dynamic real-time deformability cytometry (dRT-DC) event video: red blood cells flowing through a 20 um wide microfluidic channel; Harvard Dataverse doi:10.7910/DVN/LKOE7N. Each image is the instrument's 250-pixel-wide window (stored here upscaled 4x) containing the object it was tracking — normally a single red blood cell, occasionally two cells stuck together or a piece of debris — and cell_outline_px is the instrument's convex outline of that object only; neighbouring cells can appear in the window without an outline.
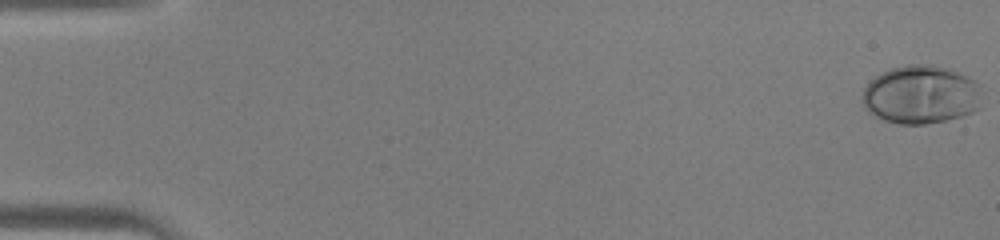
{"species": "human", "species_latin": "Homo sapiens", "temperature_condition": "warm", "stored_images_in_passage": 46, "camera_frame_rate_fps": 3000, "um_per_image_px": 0.085, "donor": {"sex": "male"}, "frame": {"image": 1, "passage_image": 1, "time_ms": 0.0, "image_size_px": [1000, 240], "cell_outline_px": [[980, 108], [972, 112], [960, 116], [944, 120], [924, 124], [900, 124], [884, 120], [868, 112], [864, 108], [860, 100], [860, 96], [864, 88], [880, 72], [892, 68], [908, 64], [932, 64], [948, 68], [980, 84]], "centroid_in_image_um": [78.23, 8.04], "position_along_channel_um": 6.8, "area_um2": 40.81}}
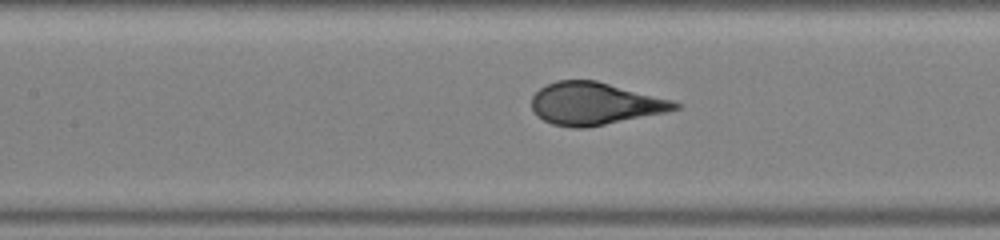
{"frame": {"image": 2, "passage_image": 22, "time_ms": 7.0, "image_size_px": [1000, 240], "cell_outline_px": [[684, 104], [680, 108], [668, 112], [588, 128], [572, 128], [552, 124], [536, 116], [532, 108], [532, 96], [540, 88], [556, 80], [596, 80], [672, 100]], "centroid_in_image_um": [50.58, 8.82], "position_along_channel_um": 156.8, "area_um2": 35.66}}
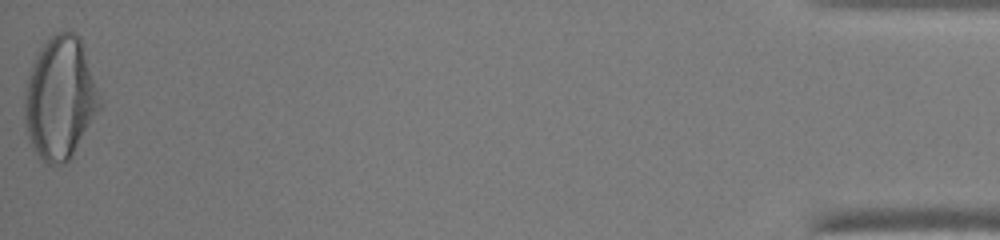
{"frame": {"image": 3, "passage_image": 46, "time_ms": 15.0, "image_size_px": [1000, 240], "cell_outline_px": [[104, 104], [72, 156], [64, 164], [48, 164], [32, 148], [28, 136], [24, 120], [24, 92], [28, 76], [32, 64], [40, 48], [48, 36], [52, 32], [72, 32], [80, 40], [104, 100]], "centroid_in_image_um": [5.13, 8.34], "position_along_channel_um": 430.1, "area_um2": 54.16}}